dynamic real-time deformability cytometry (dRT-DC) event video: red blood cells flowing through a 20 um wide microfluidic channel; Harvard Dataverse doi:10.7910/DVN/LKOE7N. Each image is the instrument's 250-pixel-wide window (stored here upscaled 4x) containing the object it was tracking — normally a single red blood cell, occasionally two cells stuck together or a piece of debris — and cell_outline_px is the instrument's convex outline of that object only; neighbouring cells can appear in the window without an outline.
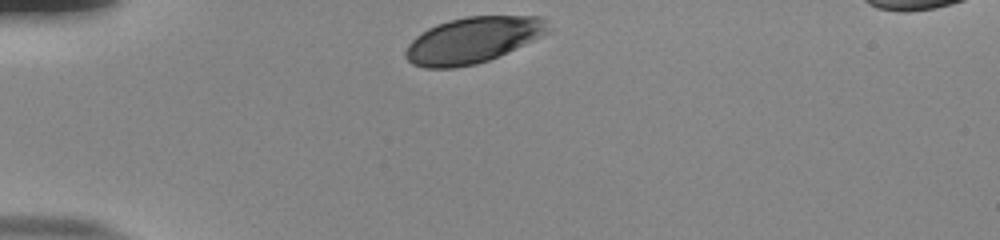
{"species": "human", "species_latin": "Homo sapiens", "temperature_condition": "room temperature", "stored_images_in_passage": 27, "camera_frame_rate_fps": 3000, "um_per_image_px": 0.085, "donor": {"sex": "male"}, "frame": {"image": 1, "passage_image": 1, "time_ms": 0.0, "image_size_px": [1000, 240], "cell_outline_px": [[552, 32], [488, 60], [476, 64], [456, 68], [424, 68], [412, 64], [404, 56], [404, 52], [408, 44], [416, 36], [428, 28], [436, 24], [448, 20], [468, 16], [544, 16], [552, 28]], "centroid_in_image_um": [40.22, 3.4], "position_along_channel_um": 44.8, "area_um2": 38.55}}
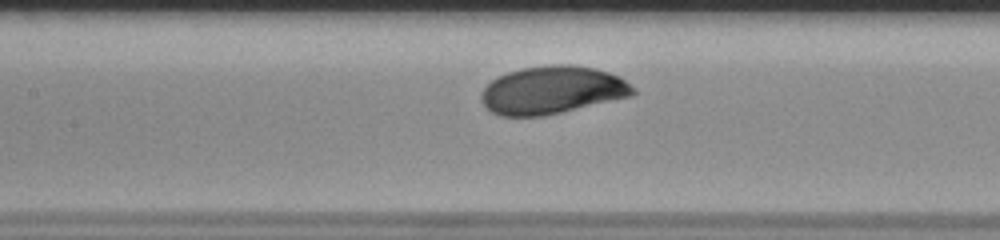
{"frame": {"image": 2, "passage_image": 13, "time_ms": 4.0, "image_size_px": [1000, 240], "cell_outline_px": [[636, 92], [632, 96], [544, 116], [500, 116], [492, 112], [480, 100], [480, 92], [492, 80], [508, 72], [520, 68], [552, 64], [572, 64], [596, 68], [620, 76], [636, 88]], "centroid_in_image_um": [46.96, 7.65], "position_along_channel_um": 160.4, "area_um2": 42.54}}
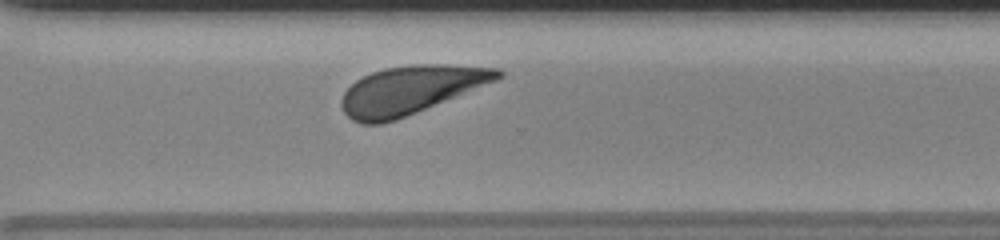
{"frame": {"image": 3, "passage_image": 27, "time_ms": 8.667, "image_size_px": [1000, 240], "cell_outline_px": [[504, 76], [496, 80], [396, 120], [380, 124], [364, 124], [352, 120], [344, 112], [340, 104], [340, 100], [344, 92], [356, 80], [372, 72], [384, 68], [416, 64], [444, 64], [500, 68], [504, 72]], "centroid_in_image_um": [34.88, 7.64], "position_along_channel_um": 335.7, "area_um2": 43.58}}